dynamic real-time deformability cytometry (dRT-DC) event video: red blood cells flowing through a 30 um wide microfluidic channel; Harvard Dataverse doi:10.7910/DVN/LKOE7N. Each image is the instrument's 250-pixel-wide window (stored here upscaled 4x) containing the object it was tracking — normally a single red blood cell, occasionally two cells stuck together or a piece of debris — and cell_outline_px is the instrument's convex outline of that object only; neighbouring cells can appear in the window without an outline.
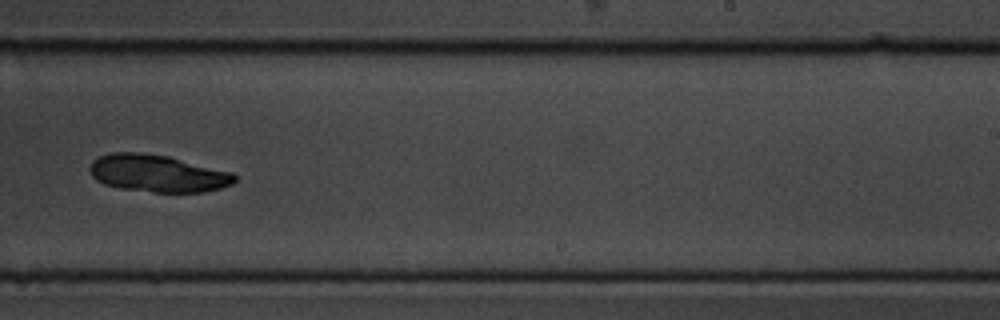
{"species": "common noctule bat (a hibernating species)", "species_latin": "Nyctalus noctula", "temperature_condition": "cold", "stored_images_in_passage": 6, "camera_frame_rate_fps": 3000, "um_per_image_px": 0.085, "animal": {"sex": "male", "body_mass_g": 19.5, "forearm_length_mm": 54.6}, "frame": {"image": 1, "passage_image": 6, "time_ms": 6.0, "image_size_px": [1000, 320], "cell_outline_px": [[236, 180], [232, 184], [220, 188], [204, 192], [152, 192], [120, 188], [104, 184], [96, 180], [92, 176], [88, 168], [92, 160], [108, 152], [136, 152], [168, 156], [232, 172], [236, 176]], "centroid_in_image_um": [13.36, 14.73], "position_along_channel_um": 275.6, "area_um2": 31.56}}